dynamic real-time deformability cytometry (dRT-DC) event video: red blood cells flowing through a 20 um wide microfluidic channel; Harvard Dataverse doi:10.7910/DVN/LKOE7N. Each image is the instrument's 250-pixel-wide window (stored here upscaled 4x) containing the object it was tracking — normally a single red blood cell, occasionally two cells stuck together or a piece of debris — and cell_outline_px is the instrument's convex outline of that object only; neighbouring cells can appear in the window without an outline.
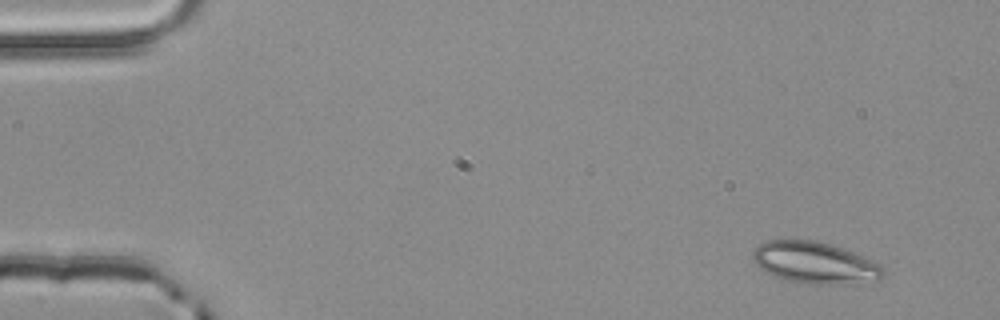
{"species": "common noctule bat (a hibernating species)", "species_latin": "Nyctalus noctula", "temperature_condition": "room temperature", "stored_images_in_passage": 4, "camera_frame_rate_fps": 3000, "um_per_image_px": 0.085, "animal": {"sex": "male", "body_mass_g": 20.4}, "frame": {"image": 1, "passage_image": 1, "time_ms": 0.0, "image_size_px": [1000, 320], "cell_outline_px": [[884, 276], [880, 280], [828, 284], [812, 284], [788, 280], [776, 276], [760, 268], [752, 260], [752, 252], [760, 244], [768, 240], [816, 240], [852, 252], [880, 264], [884, 268]], "centroid_in_image_um": [69.25, 22.32], "position_along_channel_um": 15.8, "area_um2": 31.1}}